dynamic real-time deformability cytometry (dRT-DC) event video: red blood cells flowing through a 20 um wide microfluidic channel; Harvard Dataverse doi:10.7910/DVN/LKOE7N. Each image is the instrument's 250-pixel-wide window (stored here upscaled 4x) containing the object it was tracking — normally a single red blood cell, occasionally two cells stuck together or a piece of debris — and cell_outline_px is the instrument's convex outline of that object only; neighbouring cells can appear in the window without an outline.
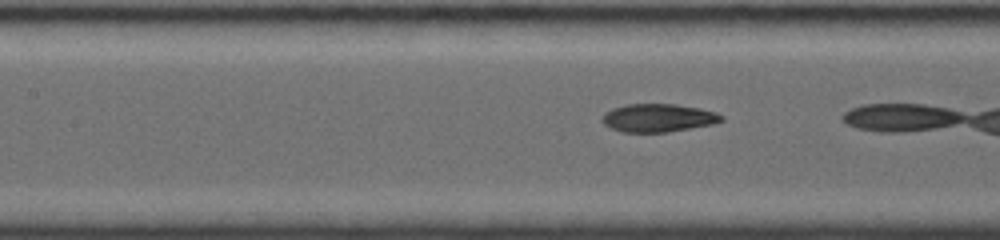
{"species": "common noctule bat (a hibernating species)", "species_latin": "Nyctalus noctula", "temperature_condition": "room temperature", "stored_images_in_passage": 33, "camera_frame_rate_fps": 4000, "um_per_image_px": 0.085, "animal": {"sex": "female", "body_mass_g": 19.0, "forearm_length_mm": 56.7}, "frame": {"image": 1, "passage_image": 11, "time_ms": 2.25, "image_size_px": [1000, 240], "cell_outline_px": [[724, 120], [712, 124], [668, 132], [620, 132], [604, 124], [600, 120], [604, 112], [612, 108], [624, 104], [676, 104], [700, 108], [716, 112], [724, 116]], "centroid_in_image_um": [55.92, 10.01], "position_along_channel_um": 151.5, "area_um2": 19.71}}